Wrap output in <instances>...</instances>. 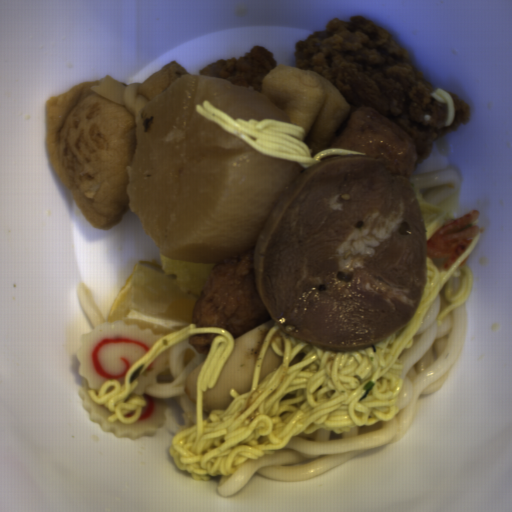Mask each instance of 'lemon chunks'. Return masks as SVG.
Instances as JSON below:
<instances>
[{
    "label": "lemon chunks",
    "instance_id": "e0be4373",
    "mask_svg": "<svg viewBox=\"0 0 512 512\" xmlns=\"http://www.w3.org/2000/svg\"><path fill=\"white\" fill-rule=\"evenodd\" d=\"M198 299L166 276L158 264L135 262L105 323L125 321L161 338L190 325Z\"/></svg>",
    "mask_w": 512,
    "mask_h": 512
}]
</instances>
